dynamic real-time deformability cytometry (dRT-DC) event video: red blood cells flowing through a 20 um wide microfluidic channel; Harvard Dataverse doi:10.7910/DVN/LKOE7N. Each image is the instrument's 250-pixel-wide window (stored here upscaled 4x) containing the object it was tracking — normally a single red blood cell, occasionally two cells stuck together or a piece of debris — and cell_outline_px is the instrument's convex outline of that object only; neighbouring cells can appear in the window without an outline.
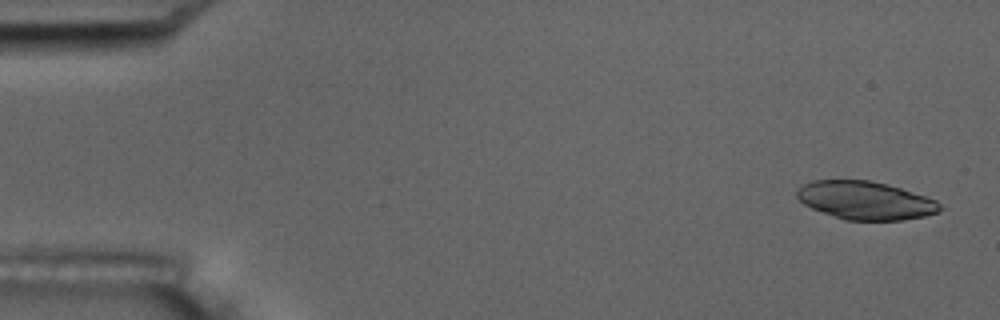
{"species": "common noctule bat (a hibernating species)", "species_latin": "Nyctalus noctula", "temperature_condition": "room temperature", "stored_images_in_passage": 5, "camera_frame_rate_fps": 3000, "um_per_image_px": 0.085, "animal": {"sex": "male", "body_mass_g": 17.5, "forearm_length_mm": 52.3}, "frame": {"image": 1, "passage_image": 1, "time_ms": 0.0, "image_size_px": [1000, 320], "cell_outline_px": [[944, 208], [936, 212], [924, 216], [904, 220], [844, 220], [812, 208], [804, 204], [796, 196], [796, 188], [812, 180], [868, 180], [888, 184], [936, 200]], "centroid_in_image_um": [73.54, 17.03], "position_along_channel_um": 11.5, "area_um2": 31.73}}